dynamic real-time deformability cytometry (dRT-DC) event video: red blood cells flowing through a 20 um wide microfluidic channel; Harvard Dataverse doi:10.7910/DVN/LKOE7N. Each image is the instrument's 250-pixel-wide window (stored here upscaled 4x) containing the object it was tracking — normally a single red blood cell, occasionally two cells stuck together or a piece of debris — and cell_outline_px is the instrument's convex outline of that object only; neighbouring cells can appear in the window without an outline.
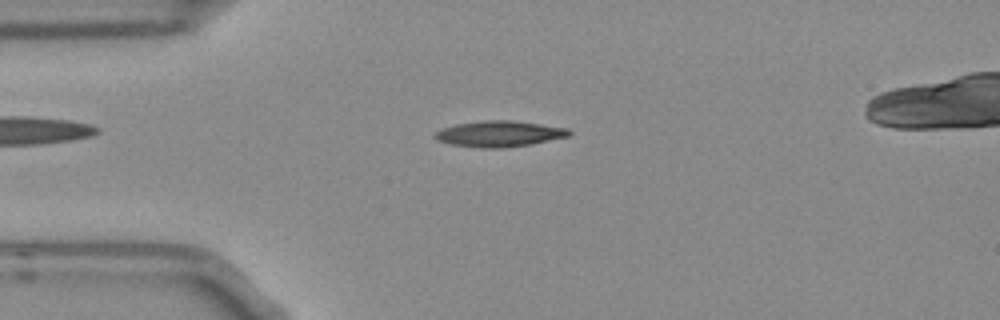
{"species": "Egyptian fruit bat (a non-hibernating species)", "species_latin": "Rousettus aegyptiacus", "temperature_condition": "room temperature", "stored_images_in_passage": 52, "camera_frame_rate_fps": 3000, "um_per_image_px": 0.085, "frame": {"image": 1, "passage_image": 12, "time_ms": 3.667, "image_size_px": [1000, 320], "cell_outline_px": [[572, 132], [568, 136], [532, 144], [504, 148], [480, 148], [452, 144], [436, 140], [432, 136], [440, 128], [456, 124], [484, 120], [512, 120], [568, 128]], "centroid_in_image_um": [42.41, 11.37], "position_along_channel_um": 42.6, "area_um2": 20.35}}
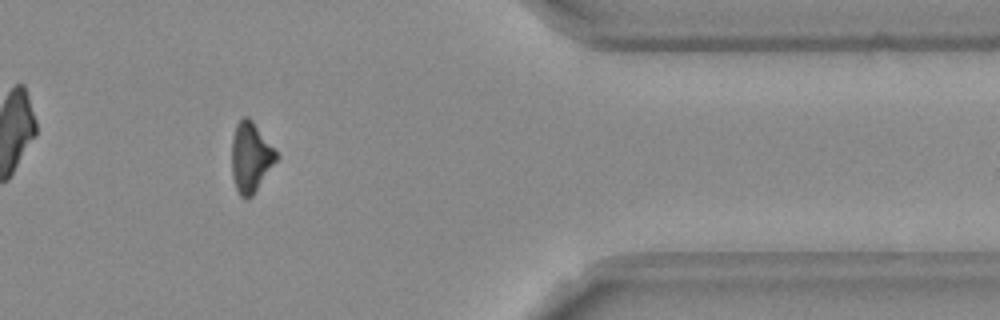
{"frame": {"image": 2, "passage_image": 43, "time_ms": 14.0, "image_size_px": [1000, 320], "cell_outline_px": [[280, 156], [252, 196], [240, 196], [236, 188], [232, 176], [232, 140], [236, 124], [244, 116], [248, 116], [252, 120]], "centroid_in_image_um": [21.31, 13.35], "position_along_channel_um": 390.1, "area_um2": 17.98}}
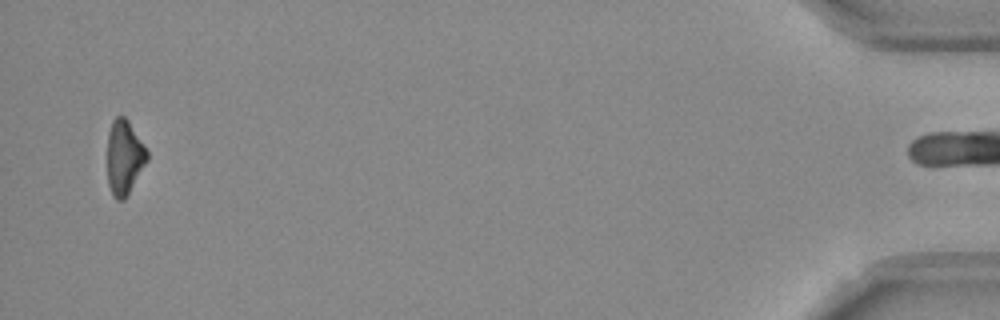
{"frame": {"image": 3, "passage_image": 51, "time_ms": 16.667, "image_size_px": [1000, 320], "cell_outline_px": [[148, 160], [124, 200], [116, 200], [112, 196], [108, 184], [108, 132], [112, 120], [116, 116], [124, 116], [128, 120], [144, 144], [148, 152]], "centroid_in_image_um": [10.56, 13.37], "position_along_channel_um": 424.6, "area_um2": 17.28}, "authors_computed_cell_mechanics": {"area_um2": 18.5538, "velocity_mm_per_s": 3.7776, "shape_relaxation_time_tau1_ms": 10.8888, "shape_relaxation_time_tau2_ms": null, "deformation_change_tau1": 0.2214, "deformation_change_tau2": null}}